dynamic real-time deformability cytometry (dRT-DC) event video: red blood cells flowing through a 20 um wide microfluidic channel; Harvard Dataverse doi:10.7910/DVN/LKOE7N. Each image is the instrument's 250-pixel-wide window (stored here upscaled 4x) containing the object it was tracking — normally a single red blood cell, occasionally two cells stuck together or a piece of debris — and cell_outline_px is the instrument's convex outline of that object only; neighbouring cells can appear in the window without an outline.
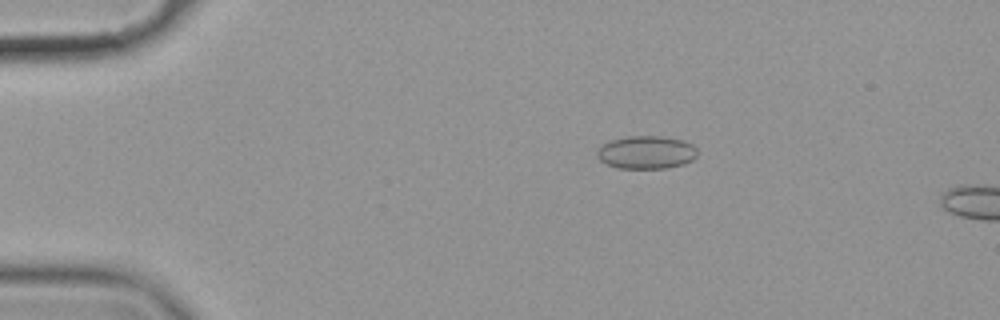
{"species": "common noctule bat (a hibernating species)", "species_latin": "Nyctalus noctula", "temperature_condition": "cold", "stored_images_in_passage": 7, "camera_frame_rate_fps": 3000, "um_per_image_px": 0.085, "animal": {"sex": "female", "body_mass_g": 19.9}, "frame": {"image": 1, "passage_image": 3, "time_ms": 0.667, "image_size_px": [1000, 320], "cell_outline_px": [[696, 156], [692, 160], [684, 164], [664, 168], [616, 168], [600, 160], [596, 156], [596, 152], [604, 144], [612, 140], [628, 136], [660, 136], [684, 140], [692, 144], [696, 148]], "centroid_in_image_um": [54.95, 12.95], "position_along_channel_um": 30.1, "area_um2": 19.19}}